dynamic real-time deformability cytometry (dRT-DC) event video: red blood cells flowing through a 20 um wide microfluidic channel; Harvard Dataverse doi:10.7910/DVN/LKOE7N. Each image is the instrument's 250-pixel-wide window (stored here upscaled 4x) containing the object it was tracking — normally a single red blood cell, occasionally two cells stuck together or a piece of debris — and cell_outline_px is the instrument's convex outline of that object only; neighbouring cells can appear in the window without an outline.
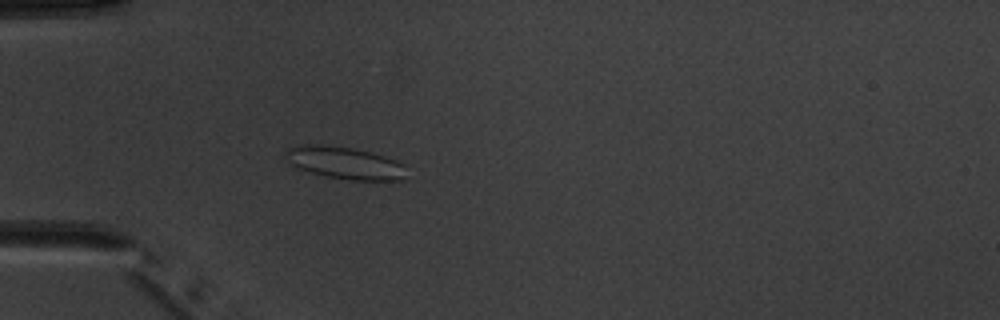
{"species": "common noctule bat (a hibernating species)", "species_latin": "Nyctalus noctula", "temperature_condition": "warm", "stored_images_in_passage": 4, "camera_frame_rate_fps": 3000, "um_per_image_px": 0.085, "animal": {"sex": "male", "body_mass_g": 20.1, "forearm_length_mm": 53.5}, "frame": {"image": 1, "passage_image": 4, "time_ms": 4.333, "image_size_px": [1000, 320], "cell_outline_px": [[404, 180], [348, 180], [324, 176], [296, 168], [284, 156], [284, 152], [288, 148], [296, 144], [320, 144], [352, 148], [372, 152], [396, 160], [404, 164]], "centroid_in_image_um": [29.26, 13.83], "position_along_channel_um": 55.7, "area_um2": 22.95}}